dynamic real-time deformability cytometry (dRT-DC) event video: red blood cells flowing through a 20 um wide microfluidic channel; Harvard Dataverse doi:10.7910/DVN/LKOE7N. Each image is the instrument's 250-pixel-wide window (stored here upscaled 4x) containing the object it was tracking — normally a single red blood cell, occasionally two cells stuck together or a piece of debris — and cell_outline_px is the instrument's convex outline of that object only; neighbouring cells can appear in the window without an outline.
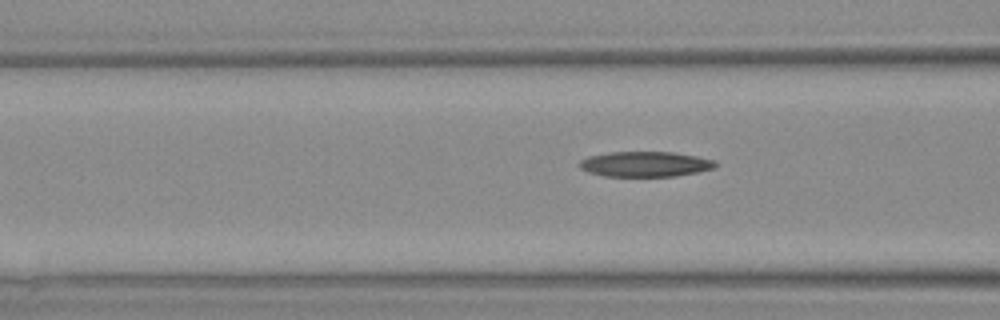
{"species": "Egyptian fruit bat (a non-hibernating species)", "species_latin": "Rousettus aegyptiacus", "temperature_condition": "warm", "stored_images_in_passage": 5, "camera_frame_rate_fps": 3000, "um_per_image_px": 0.085, "animal": {"sex": "female"}, "frame": {"image": 1, "passage_image": 4, "time_ms": 3.667, "image_size_px": [1000, 320], "cell_outline_px": [[720, 164], [712, 168], [696, 172], [676, 176], [604, 176], [588, 172], [580, 168], [576, 164], [580, 160], [588, 156], [612, 152], [672, 152], [696, 156], [712, 160]], "centroid_in_image_um": [54.79, 13.95], "position_along_channel_um": 111.8, "area_um2": 19.94}}